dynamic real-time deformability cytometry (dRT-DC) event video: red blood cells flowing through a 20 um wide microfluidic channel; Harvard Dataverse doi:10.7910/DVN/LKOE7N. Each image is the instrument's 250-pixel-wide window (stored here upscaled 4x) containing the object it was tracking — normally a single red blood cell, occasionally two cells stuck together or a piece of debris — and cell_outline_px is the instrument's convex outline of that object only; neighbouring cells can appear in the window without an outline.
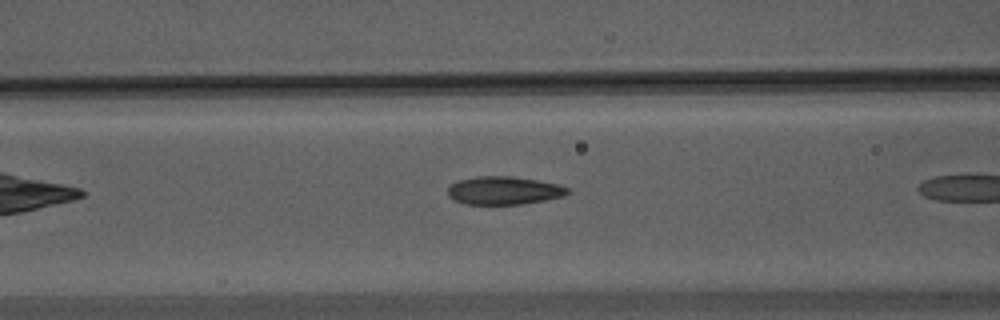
{"species": "Egyptian fruit bat (a non-hibernating species)", "species_latin": "Rousettus aegyptiacus", "temperature_condition": "warm", "stored_images_in_passage": 8, "camera_frame_rate_fps": 3000, "um_per_image_px": 0.085, "animal": {"sex": "male"}, "frame": {"image": 1, "passage_image": 7, "time_ms": 2.0, "image_size_px": [1000, 320], "cell_outline_px": [[572, 192], [564, 196], [544, 200], [520, 204], [464, 204], [452, 200], [448, 196], [448, 188], [452, 184], [460, 180], [476, 176], [512, 176], [560, 184], [568, 188]], "centroid_in_image_um": [42.84, 16.19], "position_along_channel_um": 123.8, "area_um2": 19.71}}